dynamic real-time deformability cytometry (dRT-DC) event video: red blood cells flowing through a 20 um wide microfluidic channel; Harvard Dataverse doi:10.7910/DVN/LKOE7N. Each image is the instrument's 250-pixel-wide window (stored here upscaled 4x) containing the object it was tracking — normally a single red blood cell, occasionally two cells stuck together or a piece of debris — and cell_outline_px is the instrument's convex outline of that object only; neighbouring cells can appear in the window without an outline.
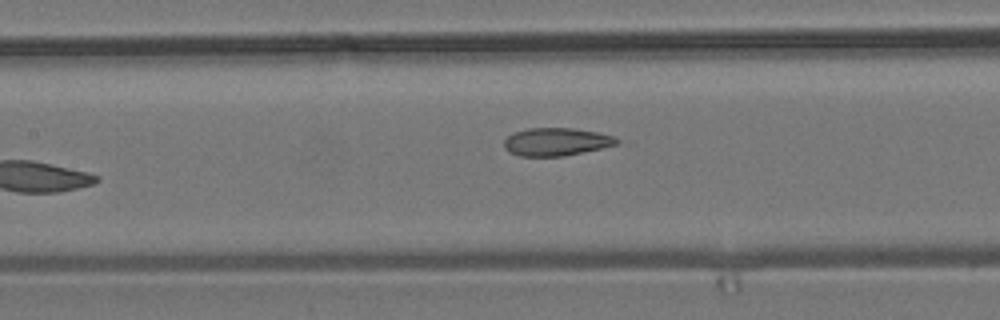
{"species": "common noctule bat (a hibernating species)", "species_latin": "Nyctalus noctula", "temperature_condition": "room temperature", "stored_images_in_passage": 9, "camera_frame_rate_fps": 3000, "um_per_image_px": 0.085, "animal": {"sex": "male", "body_mass_g": 19.2, "forearm_length_mm": 51.8}, "frame": {"image": 1, "passage_image": 8, "time_ms": 2.333, "image_size_px": [1000, 320], "cell_outline_px": [[632, 144], [564, 156], [520, 156], [508, 152], [504, 148], [504, 140], [508, 136], [516, 132], [528, 128], [572, 128], [600, 132], [616, 136]], "centroid_in_image_um": [47.52, 12.06], "position_along_channel_um": 159.9, "area_um2": 19.31}}
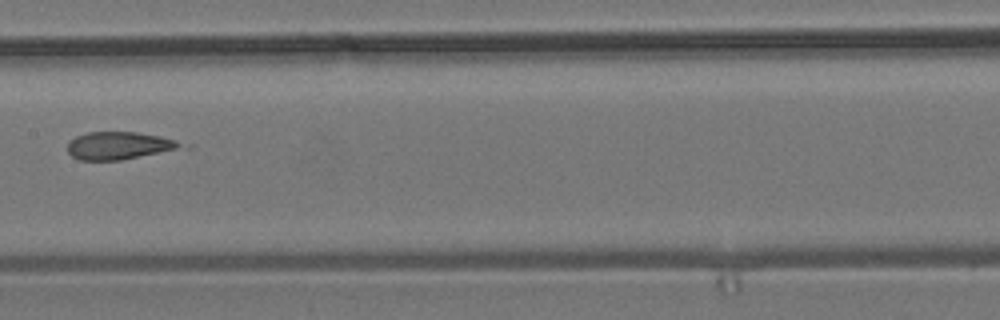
{"frame": {"image": 2, "passage_image": 9, "time_ms": 2.667, "image_size_px": [1000, 320], "cell_outline_px": [[192, 148], [120, 160], [80, 160], [72, 156], [68, 152], [68, 140], [76, 136], [88, 132], [136, 132], [160, 136], [192, 144]], "centroid_in_image_um": [10.29, 12.38], "position_along_channel_um": 197.1, "area_um2": 18.96}}